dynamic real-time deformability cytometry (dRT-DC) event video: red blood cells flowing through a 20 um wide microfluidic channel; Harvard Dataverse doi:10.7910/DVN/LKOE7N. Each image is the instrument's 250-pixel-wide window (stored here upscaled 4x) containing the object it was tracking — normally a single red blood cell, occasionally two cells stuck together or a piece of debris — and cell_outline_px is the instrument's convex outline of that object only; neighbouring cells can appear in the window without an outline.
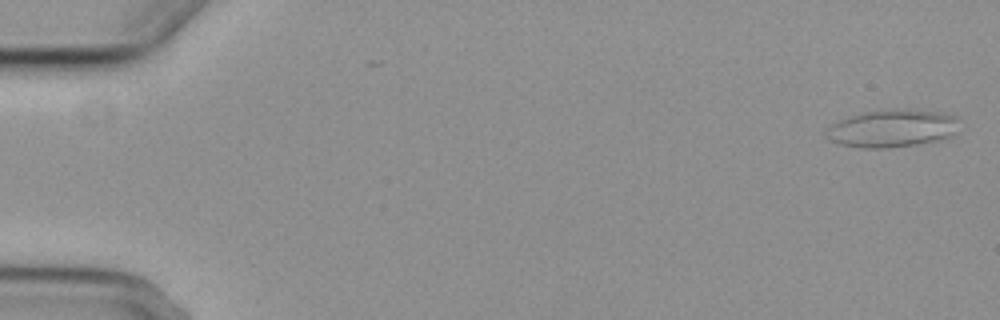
{"species": "common noctule bat (a hibernating species)", "species_latin": "Nyctalus noctula", "temperature_condition": "cold", "stored_images_in_passage": 4, "camera_frame_rate_fps": 3000, "um_per_image_px": 0.085, "animal": {"sex": "female", "body_mass_g": 29.2, "forearm_length_mm": 56.3}, "frame": {"image": 1, "passage_image": 1, "time_ms": 0.0, "image_size_px": [1000, 320], "cell_outline_px": [[960, 132], [952, 136], [940, 140], [916, 144], [888, 148], [860, 148], [840, 144], [828, 140], [828, 128], [832, 124], [840, 120], [852, 116], [868, 112], [940, 112], [956, 116]], "centroid_in_image_um": [75.89, 10.98], "position_along_channel_um": 9.1, "area_um2": 28.09}}